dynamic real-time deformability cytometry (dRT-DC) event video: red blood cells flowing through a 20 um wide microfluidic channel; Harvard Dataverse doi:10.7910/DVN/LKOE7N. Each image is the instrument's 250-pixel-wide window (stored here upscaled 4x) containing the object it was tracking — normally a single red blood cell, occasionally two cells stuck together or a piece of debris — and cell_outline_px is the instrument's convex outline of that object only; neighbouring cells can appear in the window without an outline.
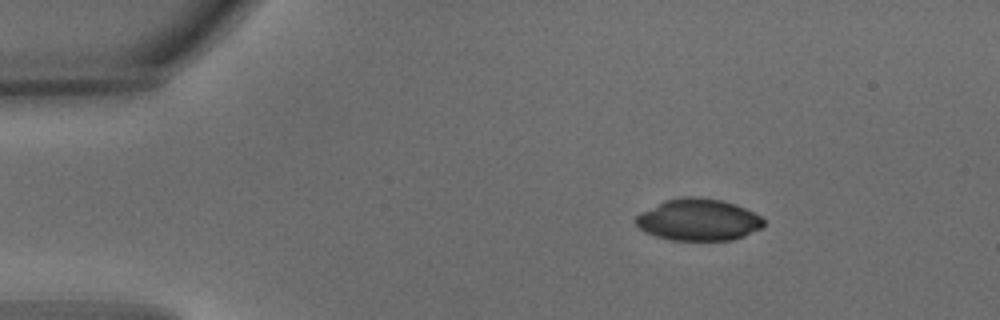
{"species": "common noctule bat (a hibernating species)", "species_latin": "Nyctalus noctula", "temperature_condition": "warm", "stored_images_in_passage": 7, "camera_frame_rate_fps": 3000, "um_per_image_px": 0.085, "animal": {"sex": "male", "body_mass_g": 15.6}, "frame": {"image": 1, "passage_image": 2, "time_ms": 0.333, "image_size_px": [1000, 320], "cell_outline_px": [[764, 224], [760, 228], [744, 236], [732, 240], [672, 240], [656, 236], [644, 232], [636, 224], [636, 216], [640, 212], [664, 200], [684, 196], [700, 196], [724, 200], [736, 204], [760, 216], [764, 220]], "centroid_in_image_um": [59.34, 18.66], "position_along_channel_um": 25.7, "area_um2": 31.27}}